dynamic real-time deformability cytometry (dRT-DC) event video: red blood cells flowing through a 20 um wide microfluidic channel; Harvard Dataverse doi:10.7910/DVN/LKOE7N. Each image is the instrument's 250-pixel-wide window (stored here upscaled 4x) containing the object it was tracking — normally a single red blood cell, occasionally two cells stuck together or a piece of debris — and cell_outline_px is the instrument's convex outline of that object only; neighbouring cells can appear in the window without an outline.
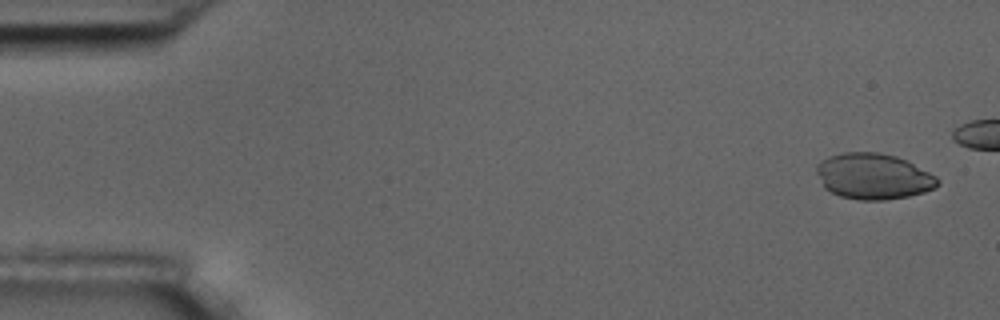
{"species": "common noctule bat (a hibernating species)", "species_latin": "Nyctalus noctula", "temperature_condition": "room temperature", "stored_images_in_passage": 11, "camera_frame_rate_fps": 3000, "um_per_image_px": 0.085, "animal": {"sex": "male", "body_mass_g": 17.5, "forearm_length_mm": 52.3}, "frame": {"image": 1, "passage_image": 1, "time_ms": 0.0, "image_size_px": [1000, 320], "cell_outline_px": [[940, 184], [936, 188], [924, 192], [908, 196], [884, 200], [860, 200], [840, 196], [824, 188], [816, 172], [816, 168], [820, 160], [828, 156], [844, 152], [880, 152], [896, 156], [936, 176], [940, 180]], "centroid_in_image_um": [74.22, 14.99], "position_along_channel_um": 10.8, "area_um2": 32.37}}
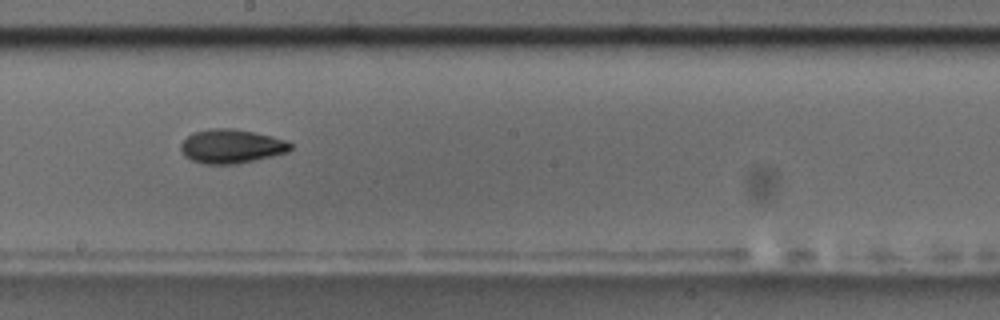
{"frame": {"image": 2, "passage_image": 10, "time_ms": 11.333, "image_size_px": [1000, 320], "cell_outline_px": [[292, 148], [288, 152], [272, 156], [236, 164], [204, 164], [192, 160], [184, 156], [180, 148], [180, 144], [192, 132], [208, 128], [232, 128], [272, 136], [284, 140], [292, 144]], "centroid_in_image_um": [19.64, 12.43], "position_along_channel_um": 228.6, "area_um2": 21.73}}
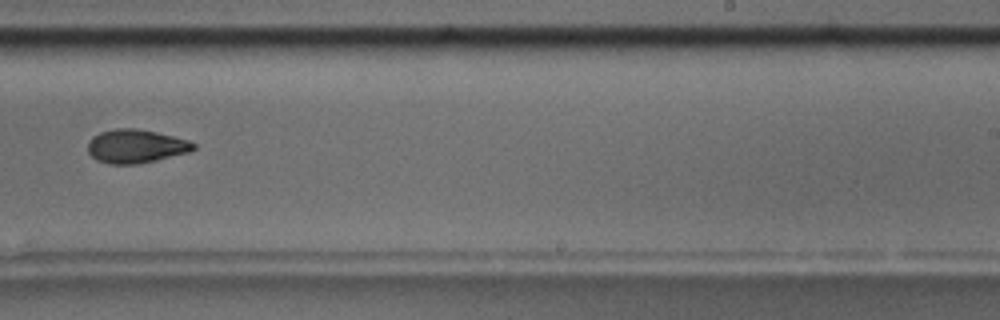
{"frame": {"image": 3, "passage_image": 11, "time_ms": 12.667, "image_size_px": [1000, 320], "cell_outline_px": [[196, 148], [188, 152], [156, 160], [136, 164], [108, 164], [96, 160], [88, 152], [88, 140], [92, 136], [100, 132], [116, 128], [136, 128], [156, 132], [188, 140], [196, 144]], "centroid_in_image_um": [11.51, 12.42], "position_along_channel_um": 277.5, "area_um2": 20.69}}